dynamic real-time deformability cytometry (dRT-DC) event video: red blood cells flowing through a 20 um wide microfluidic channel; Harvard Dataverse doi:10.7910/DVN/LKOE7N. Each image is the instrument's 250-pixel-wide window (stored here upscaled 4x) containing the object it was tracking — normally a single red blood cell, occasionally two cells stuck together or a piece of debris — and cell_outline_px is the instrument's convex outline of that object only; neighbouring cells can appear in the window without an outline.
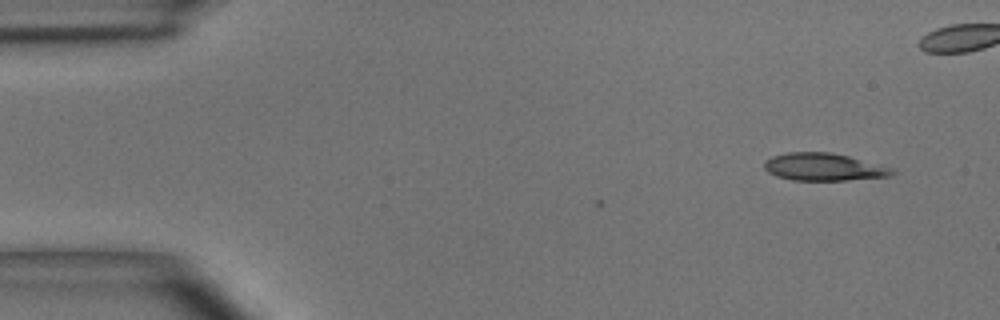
{"species": "common noctule bat (a hibernating species)", "species_latin": "Nyctalus noctula", "temperature_condition": "room temperature", "stored_images_in_passage": 3, "camera_frame_rate_fps": 3000, "um_per_image_px": 0.085, "animal": {"sex": "male", "body_mass_g": 15.6}, "frame": {"image": 1, "passage_image": 3, "time_ms": 0.667, "image_size_px": [1000, 320], "cell_outline_px": [[896, 172], [892, 176], [848, 180], [792, 180], [776, 176], [768, 172], [764, 168], [764, 160], [772, 156], [788, 152], [828, 152], [848, 156], [896, 168]], "centroid_in_image_um": [70.05, 14.19], "position_along_channel_um": 15.0, "area_um2": 20.69}}